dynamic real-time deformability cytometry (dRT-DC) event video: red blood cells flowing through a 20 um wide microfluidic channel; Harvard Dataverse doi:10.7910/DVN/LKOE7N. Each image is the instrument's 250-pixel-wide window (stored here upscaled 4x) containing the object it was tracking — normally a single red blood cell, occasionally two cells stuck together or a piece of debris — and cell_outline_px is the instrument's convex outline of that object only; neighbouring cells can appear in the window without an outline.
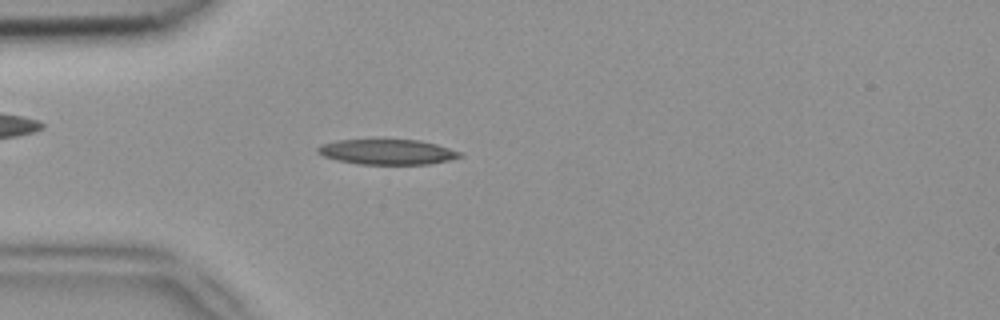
{"species": "common noctule bat (a hibernating species)", "species_latin": "Nyctalus noctula", "temperature_condition": "room temperature", "stored_images_in_passage": 50, "camera_frame_rate_fps": 3000, "um_per_image_px": 0.085, "animal": {"sex": "female", "body_mass_g": 18.4}, "frame": {"image": 1, "passage_image": 13, "time_ms": 4.0, "image_size_px": [1000, 320], "cell_outline_px": [[464, 156], [448, 160], [428, 164], [360, 164], [336, 160], [324, 156], [316, 152], [316, 148], [320, 144], [340, 140], [420, 140], [436, 144], [460, 152]], "centroid_in_image_um": [32.89, 12.91], "position_along_channel_um": 52.1, "area_um2": 20.75}}
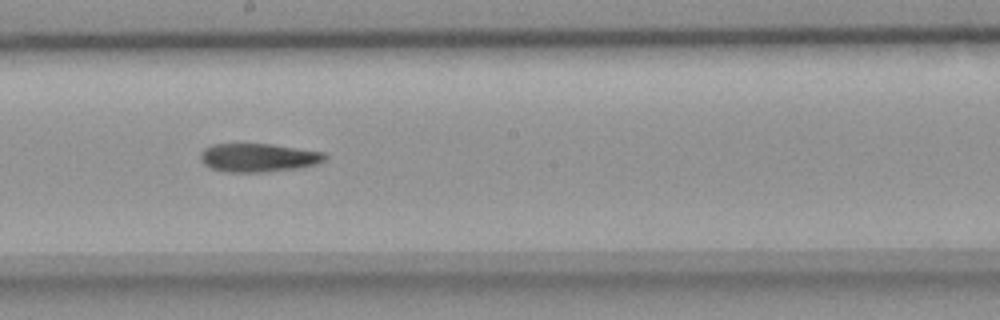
{"frame": {"image": 2, "passage_image": 27, "time_ms": 8.667, "image_size_px": [1000, 320], "cell_outline_px": [[328, 160], [316, 164], [300, 168], [264, 172], [224, 172], [212, 168], [204, 164], [200, 160], [200, 152], [204, 148], [212, 144], [272, 144], [324, 152], [328, 156]], "centroid_in_image_um": [21.98, 13.4], "position_along_channel_um": 226.2, "area_um2": 20.92}}
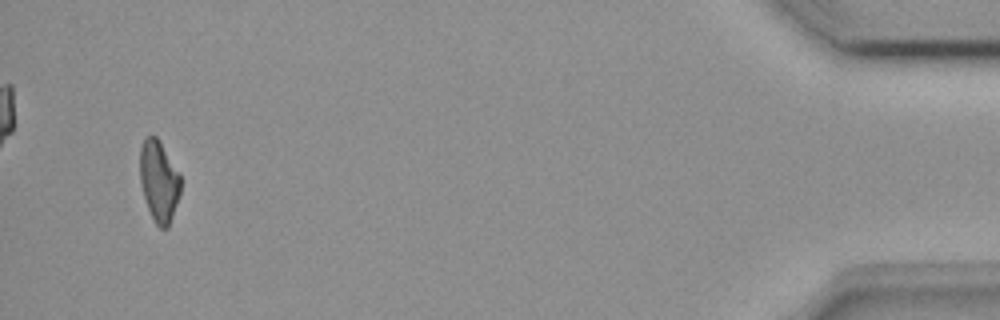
{"frame": {"image": 3, "passage_image": 48, "time_ms": 15.667, "image_size_px": [1000, 320], "cell_outline_px": [[180, 192], [168, 228], [160, 228], [156, 224], [148, 208], [144, 196], [140, 180], [140, 148], [144, 140], [148, 136], [156, 136], [180, 172]], "centroid_in_image_um": [13.51, 15.39], "position_along_channel_um": 421.7, "area_um2": 18.96}}